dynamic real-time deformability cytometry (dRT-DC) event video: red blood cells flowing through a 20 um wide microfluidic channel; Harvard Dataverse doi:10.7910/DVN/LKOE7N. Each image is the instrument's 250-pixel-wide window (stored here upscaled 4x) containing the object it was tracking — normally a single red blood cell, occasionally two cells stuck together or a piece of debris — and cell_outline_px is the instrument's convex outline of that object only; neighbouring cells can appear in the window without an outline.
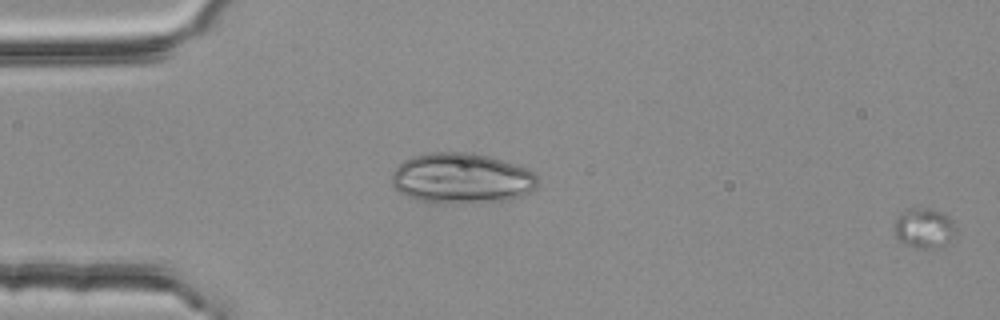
{"species": "common noctule bat (a hibernating species)", "species_latin": "Nyctalus noctula", "temperature_condition": "room temperature", "stored_images_in_passage": 22, "camera_frame_rate_fps": 3000, "um_per_image_px": 0.085, "animal": {"sex": "female", "body_mass_g": 25.1}, "frame": {"image": 1, "passage_image": 1, "time_ms": 0.0, "image_size_px": [1000, 320], "cell_outline_px": [[956, 236], [944, 248], [916, 248], [904, 244], [896, 236], [896, 220], [900, 212], [908, 208], [932, 208], [948, 216], [952, 220], [956, 228]], "centroid_in_image_um": [78.61, 19.41], "position_along_channel_um": 6.4, "area_um2": 14.62}}
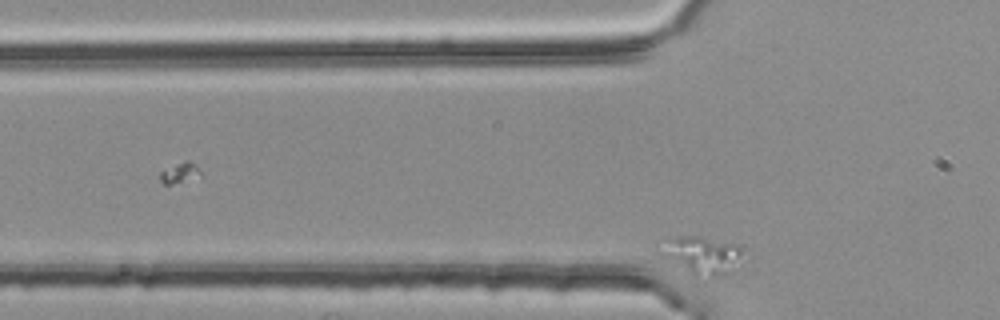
{"frame": {"image": 2, "passage_image": 22, "time_ms": 7.0, "image_size_px": [1000, 320], "cell_outline_px": [[748, 248], [720, 276], [692, 276], [656, 252], [656, 248], [668, 240], [680, 236], [700, 236], [740, 244]], "centroid_in_image_um": [59.59, 21.64], "position_along_channel_um": 66.2, "area_um2": 18.03}}